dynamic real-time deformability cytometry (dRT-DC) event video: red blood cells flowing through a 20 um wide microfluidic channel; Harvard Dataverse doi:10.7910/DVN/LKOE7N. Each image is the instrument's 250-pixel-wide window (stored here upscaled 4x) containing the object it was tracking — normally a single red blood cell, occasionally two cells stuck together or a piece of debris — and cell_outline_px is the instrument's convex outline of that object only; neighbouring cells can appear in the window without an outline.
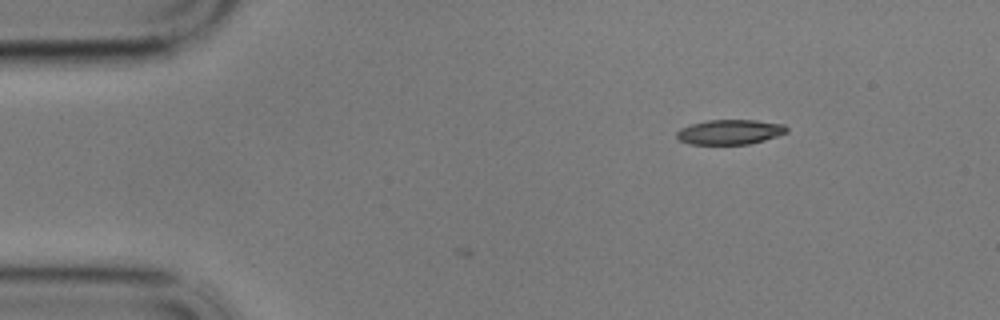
{"species": "common noctule bat (a hibernating species)", "species_latin": "Nyctalus noctula", "temperature_condition": "cold", "stored_images_in_passage": 38, "camera_frame_rate_fps": 3000, "um_per_image_px": 0.085, "animal": {"sex": "male", "body_mass_g": 17.9}, "frame": {"image": 1, "passage_image": 1, "time_ms": 0.0, "image_size_px": [1000, 320], "cell_outline_px": [[788, 132], [764, 140], [748, 144], [688, 144], [680, 140], [676, 136], [676, 132], [680, 128], [692, 124], [708, 120], [756, 120], [784, 124], [788, 128]], "centroid_in_image_um": [62.04, 11.22], "position_along_channel_um": 23.0, "area_um2": 15.9}}
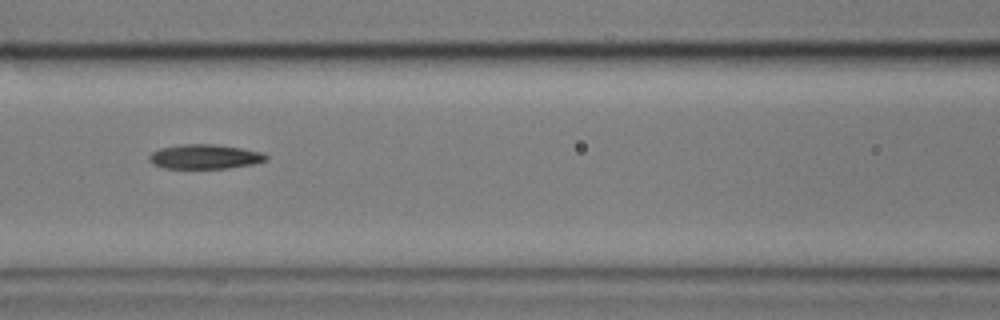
{"frame": {"image": 2, "passage_image": 18, "time_ms": 5.667, "image_size_px": [1000, 320], "cell_outline_px": [[268, 160], [256, 164], [228, 168], [164, 168], [152, 164], [148, 160], [148, 156], [152, 152], [160, 148], [180, 144], [212, 144], [240, 148], [264, 152], [268, 156]], "centroid_in_image_um": [17.42, 13.32], "position_along_channel_um": 149.2, "area_um2": 16.88}}
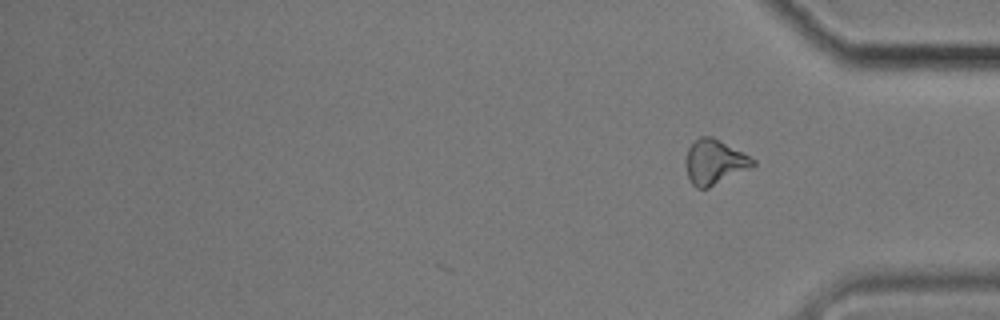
{"frame": {"image": 3, "passage_image": 38, "time_ms": 12.333, "image_size_px": [1000, 320], "cell_outline_px": [[756, 164], [708, 188], [696, 188], [692, 184], [688, 176], [684, 160], [688, 148], [700, 136], [712, 136], [756, 160]], "centroid_in_image_um": [60.69, 13.76], "position_along_channel_um": 374.5, "area_um2": 17.17}}